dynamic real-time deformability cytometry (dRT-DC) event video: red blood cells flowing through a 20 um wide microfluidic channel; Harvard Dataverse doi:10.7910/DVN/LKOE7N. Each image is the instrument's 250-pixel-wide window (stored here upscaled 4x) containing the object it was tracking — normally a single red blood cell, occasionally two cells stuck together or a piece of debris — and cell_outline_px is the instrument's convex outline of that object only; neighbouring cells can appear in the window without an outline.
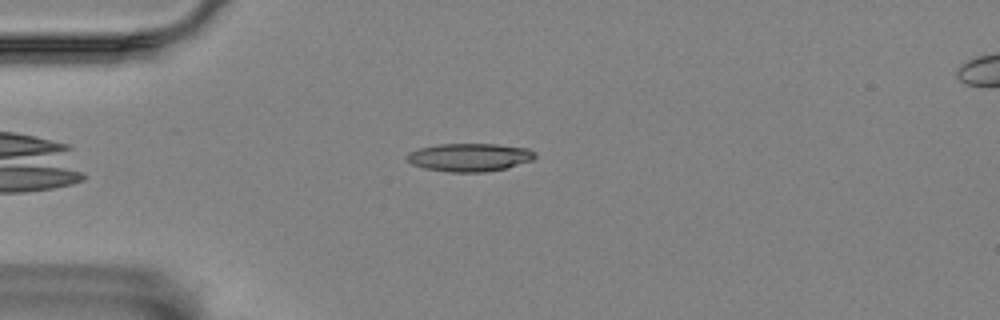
{"species": "Egyptian fruit bat (a non-hibernating species)", "species_latin": "Rousettus aegyptiacus", "temperature_condition": "room temperature", "stored_images_in_passage": 44, "camera_frame_rate_fps": 3000, "um_per_image_px": 0.085, "animal": {"sex": "female"}, "frame": {"image": 1, "passage_image": 2, "time_ms": 0.333, "image_size_px": [1000, 320], "cell_outline_px": [[536, 156], [532, 160], [504, 168], [484, 172], [448, 172], [424, 168], [412, 164], [404, 156], [408, 152], [420, 148], [440, 144], [496, 144], [528, 148], [536, 152]], "centroid_in_image_um": [39.89, 13.36], "position_along_channel_um": 45.1, "area_um2": 20.92}}
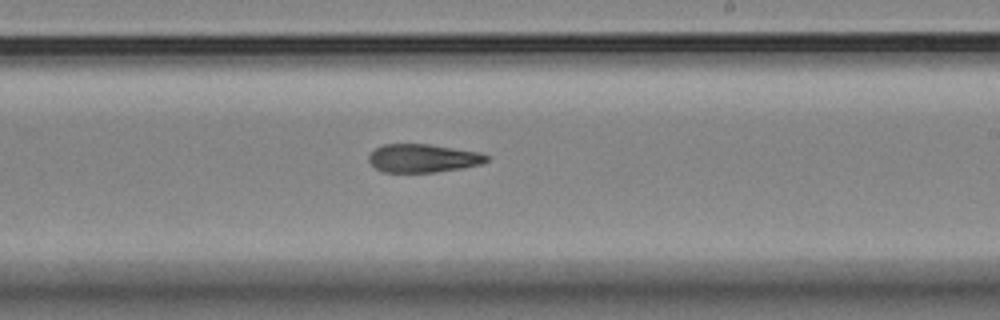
{"frame": {"image": 2, "passage_image": 21, "time_ms": 6.667, "image_size_px": [1000, 320], "cell_outline_px": [[488, 160], [480, 164], [460, 168], [436, 172], [384, 172], [376, 168], [368, 160], [368, 156], [376, 148], [384, 144], [428, 144], [480, 152], [488, 156]], "centroid_in_image_um": [35.94, 13.44], "position_along_channel_um": 253.1, "area_um2": 19.25}}
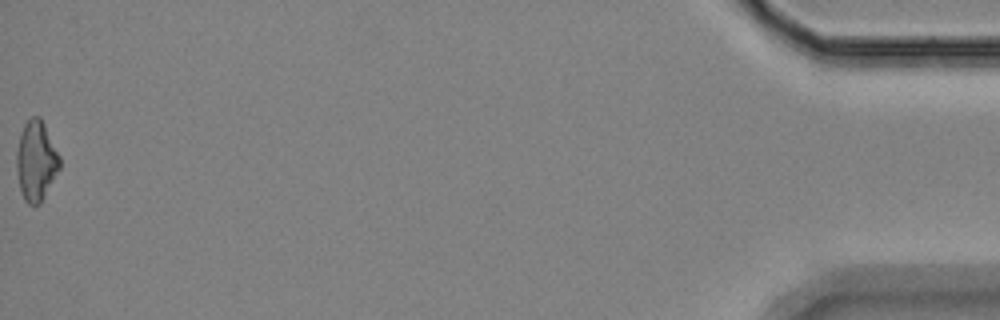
{"frame": {"image": 3, "passage_image": 44, "time_ms": 14.333, "image_size_px": [1000, 320], "cell_outline_px": [[60, 168], [40, 204], [28, 204], [24, 200], [20, 192], [16, 168], [16, 152], [20, 136], [24, 124], [32, 116], [40, 116], [60, 156]], "centroid_in_image_um": [3.06, 13.69], "position_along_channel_um": 432.1, "area_um2": 20.06}, "authors_computed_cell_mechanics": {"area_um2": 20.0855, "velocity_mm_per_s": 3.5704, "shape_relaxation_time_tau1_ms": null, "shape_relaxation_time_tau2_ms": 3.2183, "deformation_change_tau1": null, "deformation_change_tau2": 0.125}}